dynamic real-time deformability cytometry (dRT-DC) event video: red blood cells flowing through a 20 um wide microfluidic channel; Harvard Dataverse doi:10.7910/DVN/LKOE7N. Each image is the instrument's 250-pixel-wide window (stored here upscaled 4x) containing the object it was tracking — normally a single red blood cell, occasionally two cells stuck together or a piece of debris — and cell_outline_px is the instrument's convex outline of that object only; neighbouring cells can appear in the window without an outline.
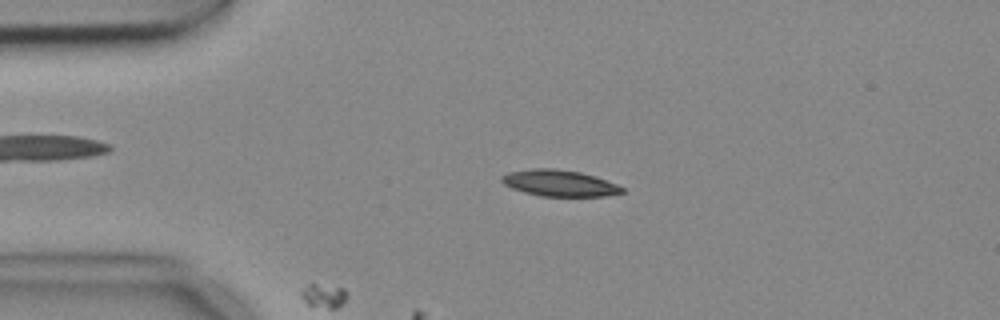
{"species": "common noctule bat (a hibernating species)", "species_latin": "Nyctalus noctula", "temperature_condition": "cold", "stored_images_in_passage": 6, "camera_frame_rate_fps": 3000, "um_per_image_px": 0.085, "animal": {"sex": "female", "body_mass_g": 18.4}, "frame": {"image": 1, "passage_image": 4, "time_ms": 1.0, "image_size_px": [1000, 320], "cell_outline_px": [[624, 192], [604, 196], [540, 196], [524, 192], [512, 188], [504, 184], [500, 180], [500, 176], [508, 172], [532, 168], [556, 168], [580, 172], [596, 176], [616, 184], [624, 188]], "centroid_in_image_um": [47.52, 15.55], "position_along_channel_um": 37.5, "area_um2": 18.55}}